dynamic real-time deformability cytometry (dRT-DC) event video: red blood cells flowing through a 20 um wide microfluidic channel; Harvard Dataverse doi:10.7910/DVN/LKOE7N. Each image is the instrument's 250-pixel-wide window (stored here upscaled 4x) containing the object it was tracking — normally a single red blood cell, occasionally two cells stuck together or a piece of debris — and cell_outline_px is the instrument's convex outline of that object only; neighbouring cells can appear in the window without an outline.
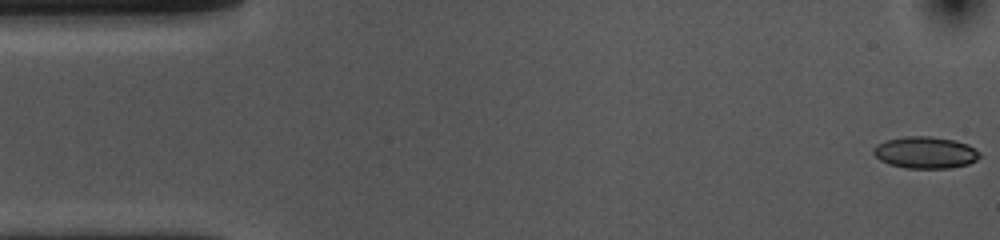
{"species": "common noctule bat (a hibernating species)", "species_latin": "Nyctalus noctula", "temperature_condition": "cold", "stored_images_in_passage": 53, "camera_frame_rate_fps": 3000, "um_per_image_px": 0.085, "animal": {"sex": "female", "body_mass_g": 10.0, "forearm_length_mm": 53.1}, "frame": {"image": 1, "passage_image": 1, "time_ms": 0.0, "image_size_px": [1000, 240], "cell_outline_px": [[980, 156], [976, 160], [968, 164], [948, 168], [908, 168], [888, 164], [880, 160], [872, 152], [872, 148], [876, 144], [884, 140], [904, 136], [928, 136], [956, 140], [968, 144], [980, 152]], "centroid_in_image_um": [78.63, 12.95], "position_along_channel_um": 6.4, "area_um2": 19.83}}
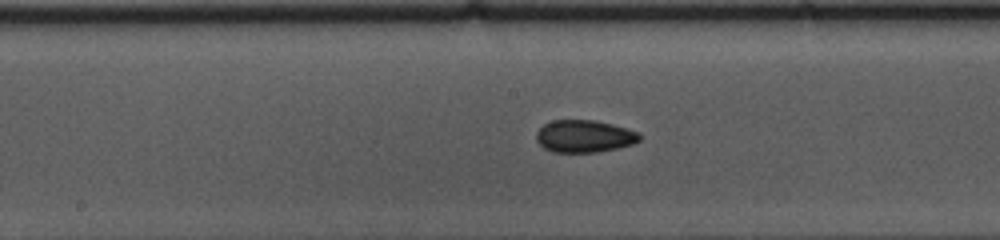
{"frame": {"image": 2, "passage_image": 26, "time_ms": 8.333, "image_size_px": [1000, 240], "cell_outline_px": [[640, 140], [632, 144], [616, 148], [596, 152], [552, 152], [544, 148], [536, 140], [536, 132], [544, 124], [552, 120], [596, 120], [628, 128], [640, 132]], "centroid_in_image_um": [49.66, 11.57], "position_along_channel_um": 198.5, "area_um2": 19.54}}
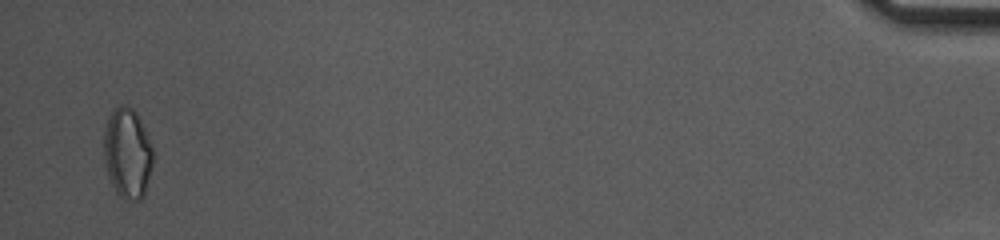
{"frame": {"image": 3, "passage_image": 52, "time_ms": 17.0, "image_size_px": [1000, 240], "cell_outline_px": [[152, 164], [144, 196], [140, 200], [124, 200], [116, 192], [108, 176], [104, 160], [104, 132], [108, 116], [116, 104], [128, 104], [136, 112], [152, 144]], "centroid_in_image_um": [10.82, 12.99], "position_along_channel_um": 424.4, "area_um2": 26.07}, "authors_computed_cell_mechanics": {"area_um2": 19.5364, "velocity_mm_per_s": 3.6789, "shape_relaxation_time_tau1_ms": 5.7931, "shape_relaxation_time_tau2_ms": 3.1369, "deformation_change_tau1": 0.1072, "deformation_change_tau2": 0.0643}}